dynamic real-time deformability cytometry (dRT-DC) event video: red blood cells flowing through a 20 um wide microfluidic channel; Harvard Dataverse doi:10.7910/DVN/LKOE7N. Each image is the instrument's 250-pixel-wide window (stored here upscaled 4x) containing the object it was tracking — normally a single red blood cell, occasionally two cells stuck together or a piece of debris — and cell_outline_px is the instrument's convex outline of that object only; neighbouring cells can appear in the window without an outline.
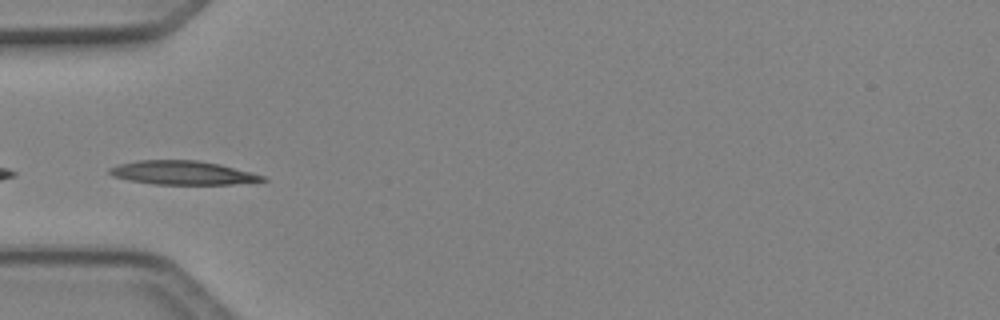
{"species": "Egyptian fruit bat (a non-hibernating species)", "species_latin": "Rousettus aegyptiacus", "temperature_condition": "cold", "stored_images_in_passage": 6, "camera_frame_rate_fps": 3000, "um_per_image_px": 0.085, "animal": {"sex": "female"}, "frame": {"image": 1, "passage_image": 5, "time_ms": 1.333, "image_size_px": [1000, 320], "cell_outline_px": [[268, 180], [232, 184], [152, 184], [128, 180], [112, 176], [108, 172], [108, 168], [120, 164], [136, 160], [196, 160], [220, 164], [264, 176]], "centroid_in_image_um": [15.46, 14.68], "position_along_channel_um": 69.5, "area_um2": 21.1}}
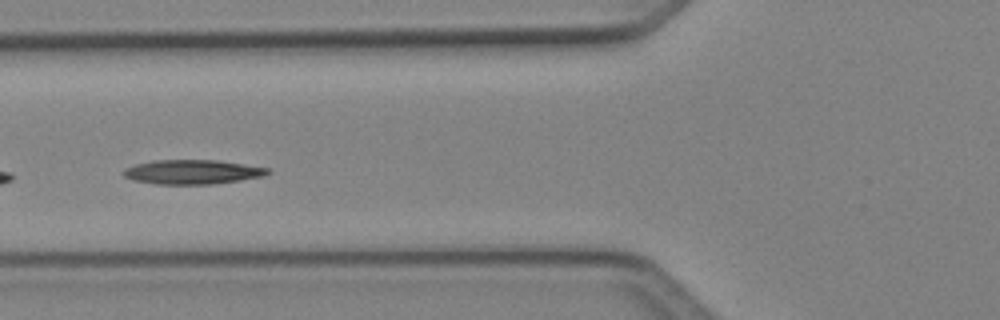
{"frame": {"image": 2, "passage_image": 6, "time_ms": 1.667, "image_size_px": [1000, 320], "cell_outline_px": [[272, 172], [264, 176], [240, 180], [212, 184], [156, 184], [132, 180], [124, 176], [120, 172], [136, 164], [152, 160], [216, 160], [244, 164], [268, 168]], "centroid_in_image_um": [16.35, 14.61], "position_along_channel_um": 109.5, "area_um2": 20.46}}